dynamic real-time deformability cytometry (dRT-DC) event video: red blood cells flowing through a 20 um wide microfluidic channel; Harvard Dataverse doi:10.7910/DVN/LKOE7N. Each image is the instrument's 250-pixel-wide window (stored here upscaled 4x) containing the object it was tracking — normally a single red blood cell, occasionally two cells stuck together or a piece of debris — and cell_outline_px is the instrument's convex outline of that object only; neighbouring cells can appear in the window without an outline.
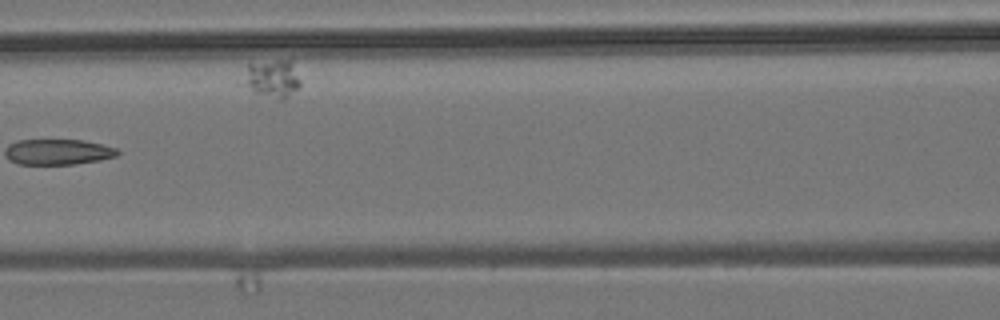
{"species": "common noctule bat (a hibernating species)", "species_latin": "Nyctalus noctula", "temperature_condition": "room temperature", "stored_images_in_passage": 8, "camera_frame_rate_fps": 3000, "um_per_image_px": 0.085, "animal": {"sex": "male", "body_mass_g": 19.2, "forearm_length_mm": 51.8}, "frame": {"image": 1, "passage_image": 6, "time_ms": 6.0, "image_size_px": [1000, 320], "cell_outline_px": [[300, 88], [284, 100], [280, 100], [256, 92], [236, 84], [248, 64], [292, 56], [300, 80]], "centroid_in_image_um": [23.11, 6.63], "position_along_channel_um": 143.5, "area_um2": 13.7}}
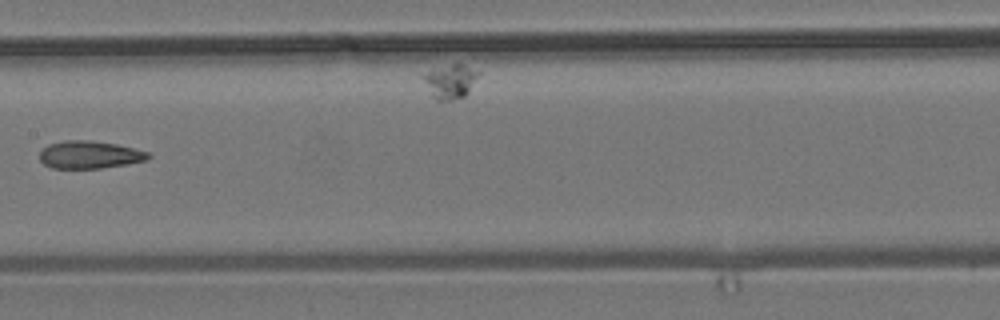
{"frame": {"image": 2, "passage_image": 7, "time_ms": 7.0, "image_size_px": [1000, 320], "cell_outline_px": [[152, 156], [148, 160], [128, 164], [100, 168], [52, 168], [44, 164], [40, 160], [40, 152], [48, 144], [64, 140], [88, 140], [116, 144], [148, 152]], "centroid_in_image_um": [7.62, 13.15], "position_along_channel_um": 199.8, "area_um2": 17.46}}